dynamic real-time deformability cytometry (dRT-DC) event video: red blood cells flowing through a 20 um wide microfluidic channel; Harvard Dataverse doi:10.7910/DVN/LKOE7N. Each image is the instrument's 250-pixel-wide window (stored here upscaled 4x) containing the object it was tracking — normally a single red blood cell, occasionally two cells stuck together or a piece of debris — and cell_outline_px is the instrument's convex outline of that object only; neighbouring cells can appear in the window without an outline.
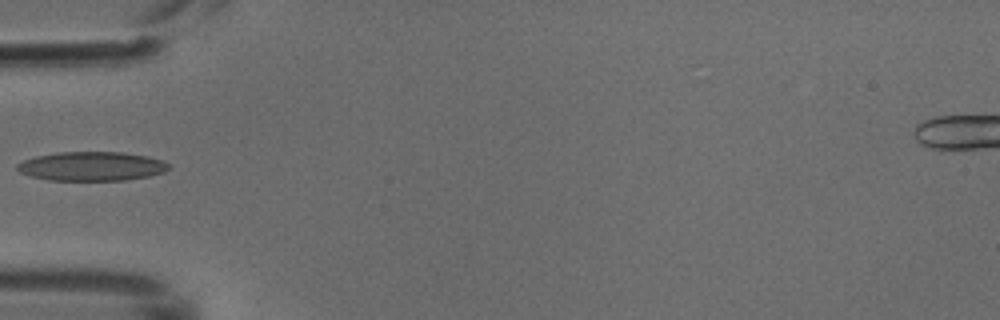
{"species": "common noctule bat (a hibernating species)", "species_latin": "Nyctalus noctula", "temperature_condition": "cold", "stored_images_in_passage": 5, "camera_frame_rate_fps": 3000, "um_per_image_px": 0.085, "animal": {"sex": "male", "body_mass_g": 18.8}, "frame": {"image": 1, "passage_image": 4, "time_ms": 1.0, "image_size_px": [1000, 320], "cell_outline_px": [[172, 168], [164, 172], [148, 176], [124, 180], [48, 180], [32, 176], [20, 172], [16, 168], [16, 164], [24, 160], [36, 156], [56, 152], [120, 152], [148, 156], [164, 160]], "centroid_in_image_um": [7.81, 14.12], "position_along_channel_um": 77.2, "area_um2": 25.72}}
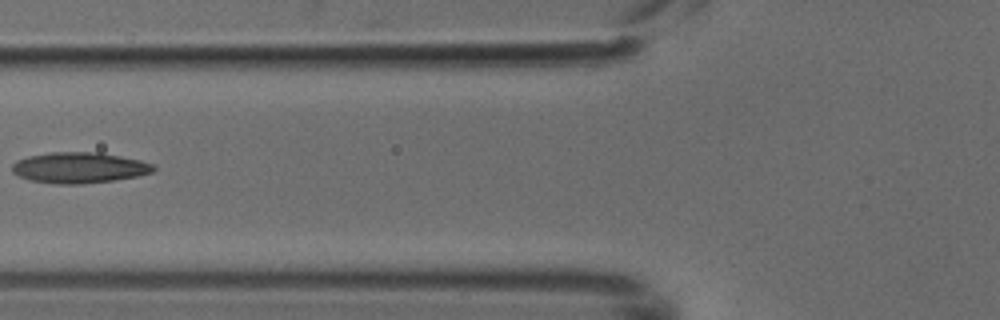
{"frame": {"image": 2, "passage_image": 5, "time_ms": 1.333, "image_size_px": [1000, 320], "cell_outline_px": [[156, 168], [152, 172], [136, 176], [112, 180], [80, 184], [60, 184], [28, 180], [12, 172], [12, 164], [16, 160], [28, 156], [52, 152], [100, 152], [140, 160], [152, 164]], "centroid_in_image_um": [6.7, 14.24], "position_along_channel_um": 119.1, "area_um2": 25.26}}